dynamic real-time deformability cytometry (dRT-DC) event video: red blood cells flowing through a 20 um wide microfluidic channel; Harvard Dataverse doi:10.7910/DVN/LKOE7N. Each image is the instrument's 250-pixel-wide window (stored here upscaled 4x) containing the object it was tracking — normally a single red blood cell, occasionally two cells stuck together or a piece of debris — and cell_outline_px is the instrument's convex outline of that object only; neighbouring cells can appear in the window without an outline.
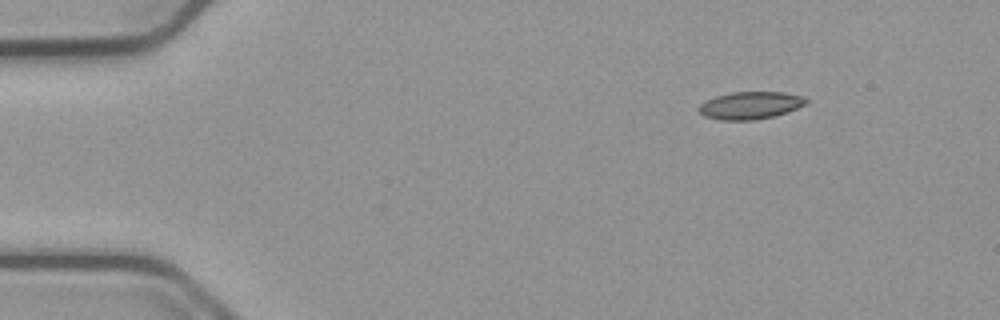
{"species": "common noctule bat (a hibernating species)", "species_latin": "Nyctalus noctula", "temperature_condition": "cold", "stored_images_in_passage": 48, "camera_frame_rate_fps": 3000, "um_per_image_px": 0.085, "animal": {"sex": "male", "body_mass_g": 23.1, "forearm_length_mm": 52.7}, "frame": {"image": 1, "passage_image": 1, "time_ms": 0.0, "image_size_px": [1000, 320], "cell_outline_px": [[808, 104], [788, 112], [756, 120], [720, 120], [704, 116], [700, 112], [700, 104], [716, 96], [732, 92], [784, 92], [804, 96], [808, 100]], "centroid_in_image_um": [63.84, 8.95], "position_along_channel_um": 21.2, "area_um2": 17.17}}
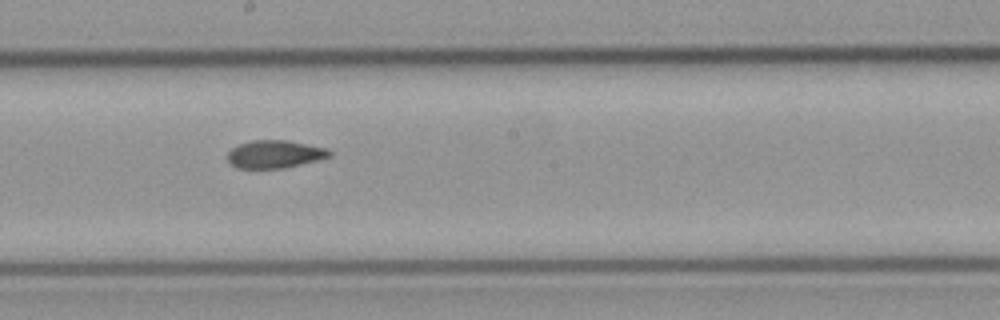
{"frame": {"image": 2, "passage_image": 24, "time_ms": 7.667, "image_size_px": [1000, 320], "cell_outline_px": [[332, 156], [284, 168], [236, 168], [228, 160], [228, 152], [232, 148], [240, 144], [252, 140], [288, 140], [328, 148], [332, 152]], "centroid_in_image_um": [23.38, 13.09], "position_along_channel_um": 224.8, "area_um2": 16.47}}
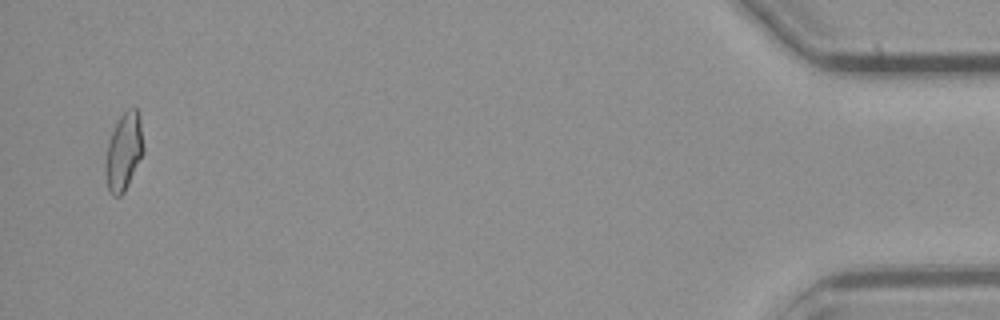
{"frame": {"image": 3, "passage_image": 47, "time_ms": 15.333, "image_size_px": [1000, 320], "cell_outline_px": [[144, 152], [124, 192], [120, 196], [112, 196], [108, 192], [104, 168], [104, 164], [108, 144], [112, 132], [120, 116], [128, 108], [136, 108], [140, 112], [144, 148]], "centroid_in_image_um": [10.53, 12.89], "position_along_channel_um": 424.7, "area_um2": 17.34}, "authors_computed_cell_mechanics": {"area_um2": 16.9932, "velocity_mm_per_s": 3.7772, "shape_relaxation_time_tau1_ms": 11.3452, "shape_relaxation_time_tau2_ms": 2.6849, "deformation_change_tau1": 0.2123, "deformation_change_tau2": 0.0783}}